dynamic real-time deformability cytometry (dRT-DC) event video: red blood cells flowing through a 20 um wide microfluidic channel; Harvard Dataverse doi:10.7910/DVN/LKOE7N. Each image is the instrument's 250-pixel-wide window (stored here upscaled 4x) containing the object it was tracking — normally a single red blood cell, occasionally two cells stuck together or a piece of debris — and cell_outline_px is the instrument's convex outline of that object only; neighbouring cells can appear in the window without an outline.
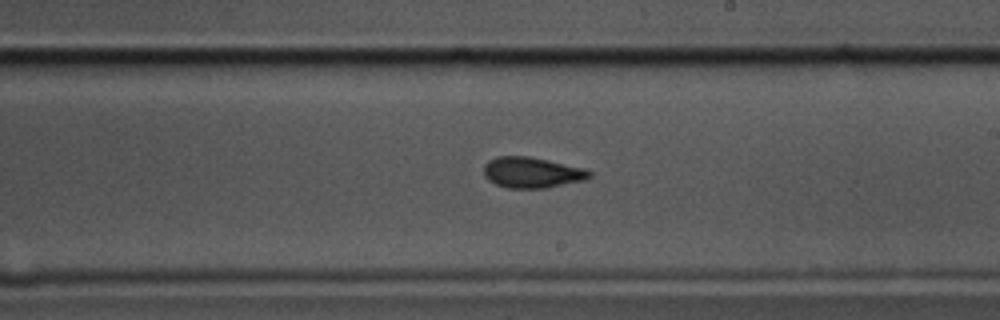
{"species": "common noctule bat (a hibernating species)", "species_latin": "Nyctalus noctula", "temperature_condition": "cold", "stored_images_in_passage": 42, "camera_frame_rate_fps": 3000, "um_per_image_px": 0.085, "animal": {"sex": "male", "body_mass_g": 17.5, "forearm_length_mm": 52.3}, "frame": {"image": 1, "passage_image": 17, "time_ms": 5.333, "image_size_px": [1000, 320], "cell_outline_px": [[592, 176], [584, 180], [544, 188], [508, 188], [496, 184], [488, 180], [484, 176], [484, 164], [488, 160], [496, 156], [528, 156], [548, 160], [584, 168], [592, 172]], "centroid_in_image_um": [45.19, 14.65], "position_along_channel_um": 243.8, "area_um2": 18.96}}
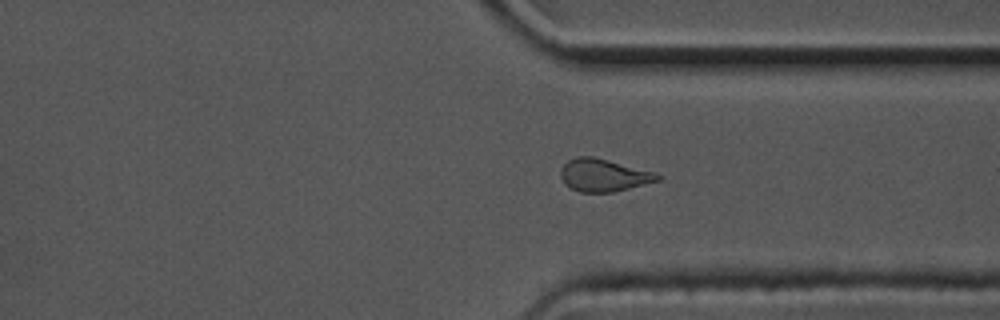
{"frame": {"image": 2, "passage_image": 27, "time_ms": 8.667, "image_size_px": [1000, 320], "cell_outline_px": [[664, 176], [660, 180], [612, 192], [580, 192], [564, 184], [560, 176], [560, 168], [568, 160], [576, 156], [592, 156], [656, 172]], "centroid_in_image_um": [51.3, 14.88], "position_along_channel_um": 360.1, "area_um2": 18.44}}
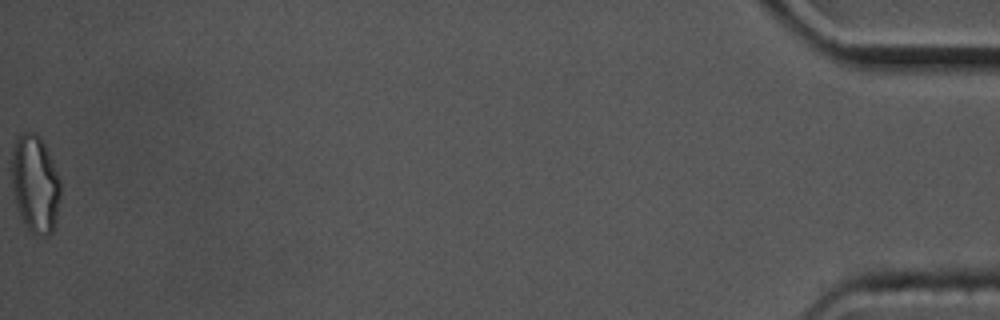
{"frame": {"image": 3, "passage_image": 42, "time_ms": 13.667, "image_size_px": [1000, 320], "cell_outline_px": [[60, 196], [56, 220], [52, 232], [48, 236], [36, 236], [24, 224], [20, 216], [16, 204], [12, 188], [12, 148], [16, 136], [24, 132], [36, 132], [40, 136], [52, 160], [60, 180]], "centroid_in_image_um": [2.98, 15.63], "position_along_channel_um": 432.2, "area_um2": 27.98}, "authors_computed_cell_mechanics": {"area_um2": 19.074, "velocity_mm_per_s": 3.48, "shape_relaxation_time_tau1_ms": 6.659, "shape_relaxation_time_tau2_ms": 2.9826, "deformation_change_tau1": 0.1553, "deformation_change_tau2": 0.0782}}